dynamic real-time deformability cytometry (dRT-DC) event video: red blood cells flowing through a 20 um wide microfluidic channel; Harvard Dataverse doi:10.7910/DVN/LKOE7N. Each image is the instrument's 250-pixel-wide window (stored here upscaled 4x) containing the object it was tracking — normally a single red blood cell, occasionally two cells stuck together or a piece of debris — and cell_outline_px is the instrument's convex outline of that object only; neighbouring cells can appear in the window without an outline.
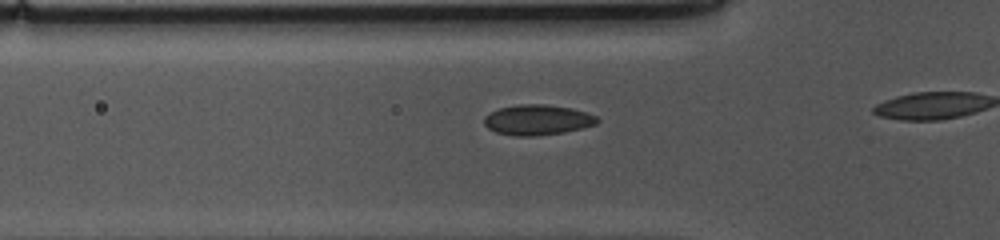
{"species": "common noctule bat (a hibernating species)", "species_latin": "Nyctalus noctula", "temperature_condition": "cold", "stored_images_in_passage": 17, "camera_frame_rate_fps": 3000, "um_per_image_px": 0.085, "animal": {"sex": "female", "body_mass_g": 10.0, "forearm_length_mm": 53.1}, "frame": {"image": 1, "passage_image": 12, "time_ms": 3.667, "image_size_px": [1000, 240], "cell_outline_px": [[600, 120], [596, 124], [564, 132], [536, 136], [516, 136], [496, 132], [488, 128], [484, 124], [484, 116], [500, 108], [520, 104], [544, 104], [572, 108], [588, 112], [596, 116]], "centroid_in_image_um": [45.7, 10.19], "position_along_channel_um": 80.1, "area_um2": 19.94}}
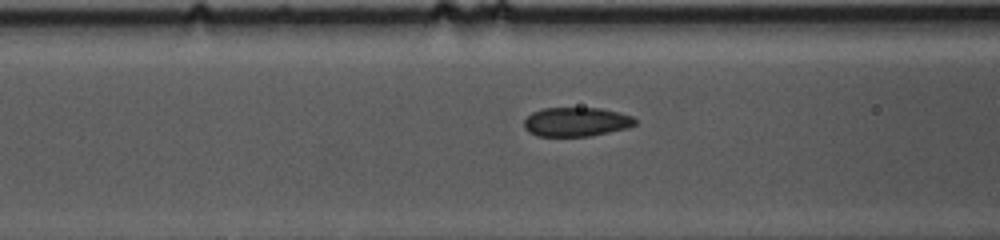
{"frame": {"image": 2, "passage_image": 15, "time_ms": 4.667, "image_size_px": [1000, 240], "cell_outline_px": [[636, 124], [628, 128], [588, 136], [536, 136], [528, 132], [524, 128], [524, 120], [532, 112], [544, 108], [600, 108], [632, 116], [636, 120]], "centroid_in_image_um": [48.95, 10.36], "position_along_channel_um": 117.6, "area_um2": 18.79}}